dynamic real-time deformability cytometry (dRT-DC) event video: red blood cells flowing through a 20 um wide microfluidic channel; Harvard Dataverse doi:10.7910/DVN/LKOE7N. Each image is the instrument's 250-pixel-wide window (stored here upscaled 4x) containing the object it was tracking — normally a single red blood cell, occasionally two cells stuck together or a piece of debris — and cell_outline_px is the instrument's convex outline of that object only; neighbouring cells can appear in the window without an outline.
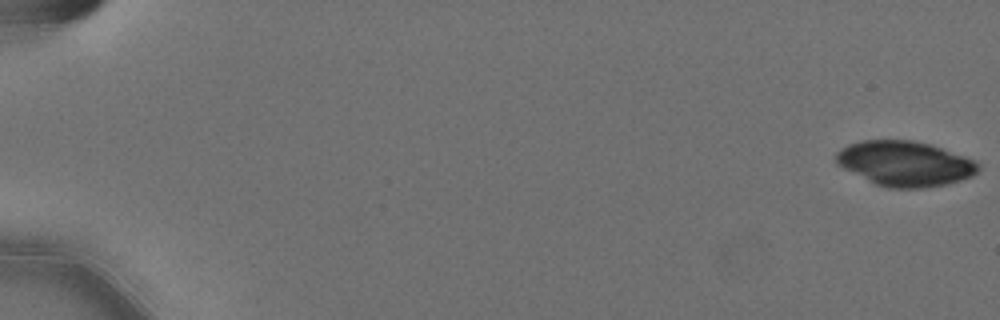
{"species": "Egyptian fruit bat (a non-hibernating species)", "species_latin": "Rousettus aegyptiacus", "temperature_condition": "cold", "stored_images_in_passage": 57, "camera_frame_rate_fps": 3000, "um_per_image_px": 0.085, "animal": {"sex": "female"}, "frame": {"image": 1, "passage_image": 1, "time_ms": 0.0, "image_size_px": [1000, 320], "cell_outline_px": [[980, 168], [972, 176], [948, 184], [924, 188], [888, 188], [876, 184], [836, 164], [836, 152], [840, 148], [848, 144], [860, 140], [912, 140], [932, 144], [976, 160], [980, 164]], "centroid_in_image_um": [76.94, 13.89], "position_along_channel_um": 8.1, "area_um2": 37.51}}